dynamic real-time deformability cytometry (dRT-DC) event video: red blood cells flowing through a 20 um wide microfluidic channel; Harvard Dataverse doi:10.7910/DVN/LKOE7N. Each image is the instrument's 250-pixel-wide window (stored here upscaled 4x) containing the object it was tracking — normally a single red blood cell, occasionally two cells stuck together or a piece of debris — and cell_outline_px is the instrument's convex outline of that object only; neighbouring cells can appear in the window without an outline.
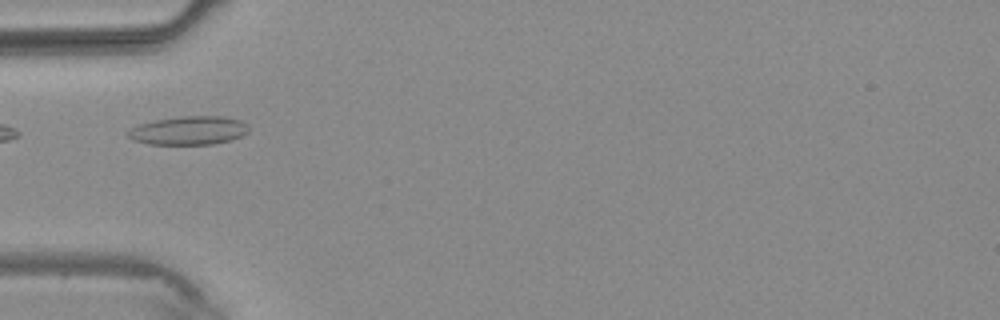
{"species": "common noctule bat (a hibernating species)", "species_latin": "Nyctalus noctula", "temperature_condition": "warm", "stored_images_in_passage": 2, "camera_frame_rate_fps": 3000, "um_per_image_px": 0.085, "animal": {"sex": "male", "body_mass_g": 20.4}, "frame": {"image": 1, "passage_image": 1, "time_ms": 0.0, "image_size_px": [1000, 320], "cell_outline_px": [[248, 132], [232, 140], [212, 144], [148, 144], [132, 140], [124, 132], [140, 124], [156, 120], [180, 116], [224, 116], [240, 120], [248, 124]], "centroid_in_image_um": [16.04, 11.09], "position_along_channel_um": 69.0, "area_um2": 20.17}}